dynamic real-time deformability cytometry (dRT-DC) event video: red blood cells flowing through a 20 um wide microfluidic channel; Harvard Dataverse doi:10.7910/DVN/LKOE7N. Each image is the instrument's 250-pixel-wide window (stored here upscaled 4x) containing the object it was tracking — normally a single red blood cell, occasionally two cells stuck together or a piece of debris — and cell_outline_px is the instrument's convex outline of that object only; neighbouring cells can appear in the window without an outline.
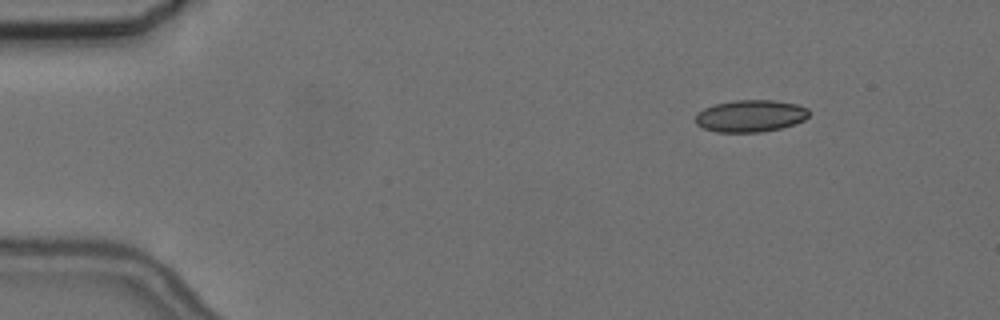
{"species": "common noctule bat (a hibernating species)", "species_latin": "Nyctalus noctula", "temperature_condition": "cold", "stored_images_in_passage": 52, "camera_frame_rate_fps": 3000, "um_per_image_px": 0.085, "animal": {"sex": "female", "body_mass_g": 24.6, "forearm_length_mm": 56.2}, "frame": {"image": 1, "passage_image": 3, "time_ms": 0.667, "image_size_px": [1000, 320], "cell_outline_px": [[808, 116], [804, 120], [780, 128], [760, 132], [716, 132], [704, 128], [696, 124], [696, 112], [704, 108], [716, 104], [736, 100], [776, 100], [796, 104], [808, 108]], "centroid_in_image_um": [63.77, 9.85], "position_along_channel_um": 21.2, "area_um2": 21.1}}
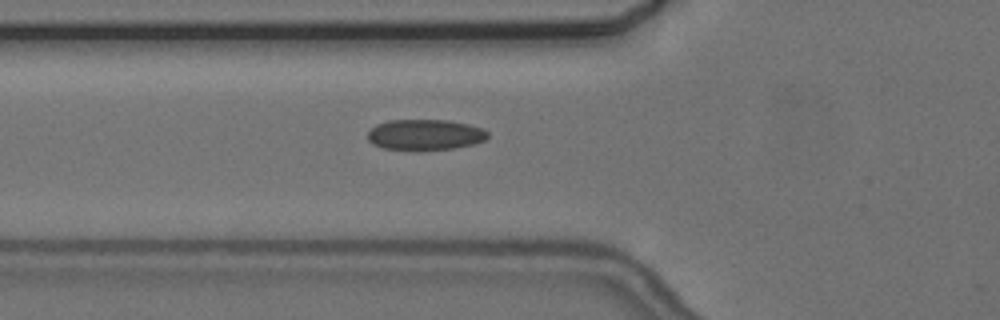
{"frame": {"image": 2, "passage_image": 16, "time_ms": 5.0, "image_size_px": [1000, 320], "cell_outline_px": [[488, 136], [484, 140], [476, 144], [456, 148], [416, 152], [384, 148], [372, 144], [368, 140], [368, 132], [376, 124], [388, 120], [448, 120], [468, 124], [480, 128], [488, 132]], "centroid_in_image_um": [36.11, 11.48], "position_along_channel_um": 89.7, "area_um2": 22.02}}
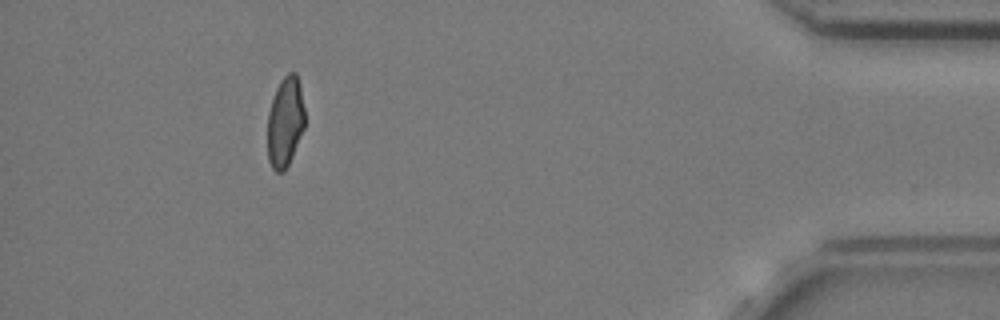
{"frame": {"image": 3, "passage_image": 47, "time_ms": 15.333, "image_size_px": [1000, 320], "cell_outline_px": [[304, 128], [292, 156], [284, 172], [276, 172], [272, 168], [268, 160], [268, 112], [276, 88], [280, 80], [288, 72], [296, 72], [300, 84], [304, 108]], "centroid_in_image_um": [24.24, 10.35], "position_along_channel_um": 411.0, "area_um2": 19.59}, "authors_computed_cell_mechanics": {"area_um2": 20.808, "velocity_mm_per_s": 3.6612, "shape_relaxation_time_tau1_ms": null, "shape_relaxation_time_tau2_ms": 2.3207, "deformation_change_tau1": null, "deformation_change_tau2": 0.0849}}